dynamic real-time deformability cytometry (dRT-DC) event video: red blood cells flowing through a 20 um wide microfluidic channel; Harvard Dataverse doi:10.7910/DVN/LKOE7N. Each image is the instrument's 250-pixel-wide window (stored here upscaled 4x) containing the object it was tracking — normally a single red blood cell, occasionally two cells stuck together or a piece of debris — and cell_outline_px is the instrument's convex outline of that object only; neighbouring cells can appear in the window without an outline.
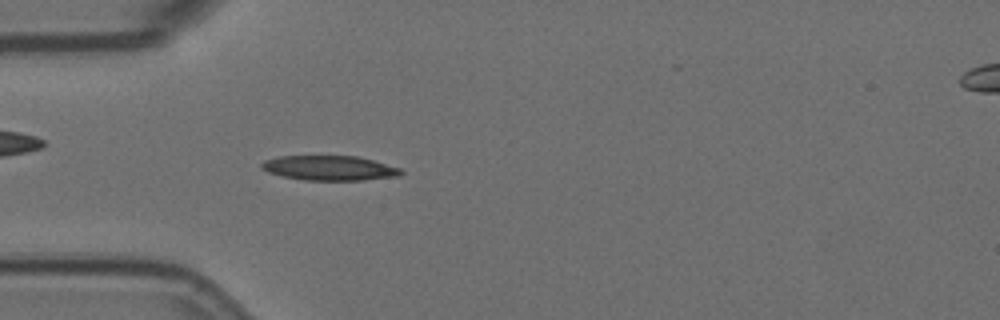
{"species": "Egyptian fruit bat (a non-hibernating species)", "species_latin": "Rousettus aegyptiacus", "temperature_condition": "room temperature", "stored_images_in_passage": 5, "camera_frame_rate_fps": 3000, "um_per_image_px": 0.085, "animal": {"sex": "female"}, "frame": {"image": 1, "passage_image": 5, "time_ms": 1.333, "image_size_px": [1000, 320], "cell_outline_px": [[404, 172], [400, 176], [364, 180], [304, 180], [284, 176], [268, 172], [260, 168], [260, 164], [264, 160], [280, 156], [356, 156], [372, 160], [400, 168]], "centroid_in_image_um": [28.0, 14.28], "position_along_channel_um": 57.0, "area_um2": 20.06}}